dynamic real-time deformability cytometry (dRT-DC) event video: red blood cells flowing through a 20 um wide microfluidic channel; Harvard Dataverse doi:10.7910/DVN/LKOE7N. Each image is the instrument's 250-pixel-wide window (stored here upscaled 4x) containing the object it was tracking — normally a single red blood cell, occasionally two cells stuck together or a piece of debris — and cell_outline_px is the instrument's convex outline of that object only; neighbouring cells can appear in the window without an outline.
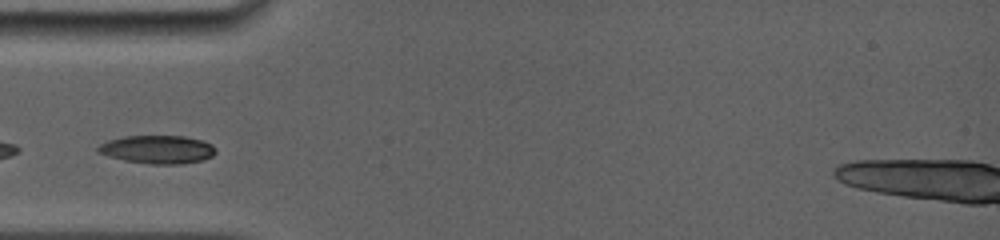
{"species": "common noctule bat (a hibernating species)", "species_latin": "Nyctalus noctula", "temperature_condition": "room temperature", "stored_images_in_passage": 3, "camera_frame_rate_fps": 5000, "um_per_image_px": 0.085, "animal": {"sex": "female", "body_mass_g": 19.0, "forearm_length_mm": 56.7}, "frame": {"image": 1, "passage_image": 1, "time_ms": 0.0, "image_size_px": [1000, 240], "cell_outline_px": [[216, 152], [212, 156], [200, 160], [180, 164], [148, 164], [124, 160], [108, 156], [96, 152], [96, 148], [100, 144], [108, 140], [124, 136], [184, 136], [204, 140], [212, 144], [216, 148]], "centroid_in_image_um": [13.38, 12.7], "position_along_channel_um": 71.6, "area_um2": 19.48}}